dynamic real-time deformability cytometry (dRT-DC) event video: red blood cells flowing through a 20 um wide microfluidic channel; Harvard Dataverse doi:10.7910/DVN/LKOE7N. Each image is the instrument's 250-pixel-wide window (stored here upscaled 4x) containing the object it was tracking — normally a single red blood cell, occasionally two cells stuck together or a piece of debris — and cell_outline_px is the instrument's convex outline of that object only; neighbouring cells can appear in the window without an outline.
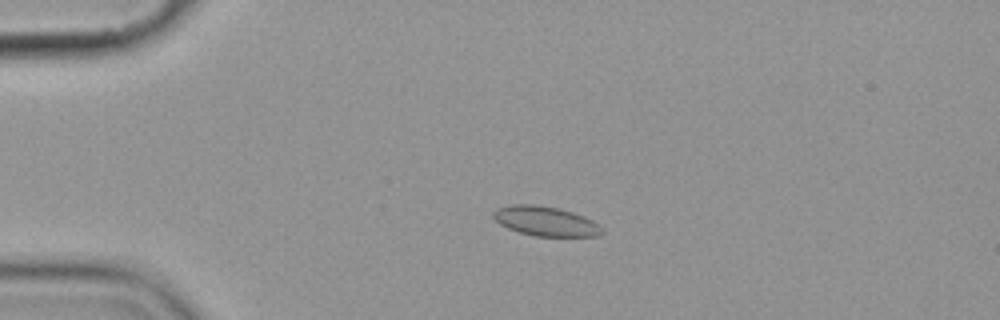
{"species": "common noctule bat (a hibernating species)", "species_latin": "Nyctalus noctula", "temperature_condition": "cold", "stored_images_in_passage": 4, "camera_frame_rate_fps": 3000, "um_per_image_px": 0.085, "animal": {"sex": "female", "body_mass_g": 19.9}, "frame": {"image": 1, "passage_image": 3, "time_ms": 2.333, "image_size_px": [1000, 320], "cell_outline_px": [[604, 232], [600, 236], [536, 236], [520, 232], [508, 228], [500, 224], [492, 216], [492, 212], [496, 208], [512, 204], [532, 204], [560, 208], [584, 216], [600, 224], [604, 228]], "centroid_in_image_um": [46.4, 18.79], "position_along_channel_um": 38.6, "area_um2": 18.9}}